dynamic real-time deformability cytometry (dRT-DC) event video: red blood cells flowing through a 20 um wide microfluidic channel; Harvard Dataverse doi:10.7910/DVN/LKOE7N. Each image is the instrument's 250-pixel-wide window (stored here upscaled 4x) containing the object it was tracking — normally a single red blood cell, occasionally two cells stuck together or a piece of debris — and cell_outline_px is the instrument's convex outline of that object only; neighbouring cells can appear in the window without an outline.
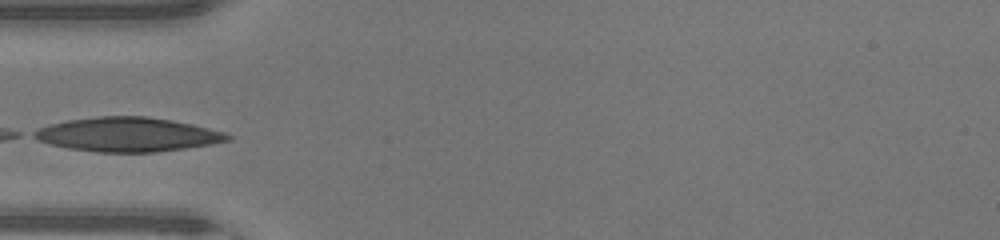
{"species": "human", "species_latin": "Homo sapiens", "temperature_condition": "warm", "stored_images_in_passage": 22, "camera_frame_rate_fps": 3000, "um_per_image_px": 0.085, "donor": {"sex": "male"}, "frame": {"image": 1, "passage_image": 1, "time_ms": 0.0, "image_size_px": [1000, 240], "cell_outline_px": [[232, 140], [212, 144], [156, 152], [96, 152], [68, 148], [48, 144], [36, 140], [28, 136], [28, 132], [36, 128], [48, 124], [68, 120], [96, 116], [148, 116], [172, 120], [192, 124], [224, 132], [232, 136]], "centroid_in_image_um": [10.75, 11.43], "position_along_channel_um": 74.2, "area_um2": 39.07}}